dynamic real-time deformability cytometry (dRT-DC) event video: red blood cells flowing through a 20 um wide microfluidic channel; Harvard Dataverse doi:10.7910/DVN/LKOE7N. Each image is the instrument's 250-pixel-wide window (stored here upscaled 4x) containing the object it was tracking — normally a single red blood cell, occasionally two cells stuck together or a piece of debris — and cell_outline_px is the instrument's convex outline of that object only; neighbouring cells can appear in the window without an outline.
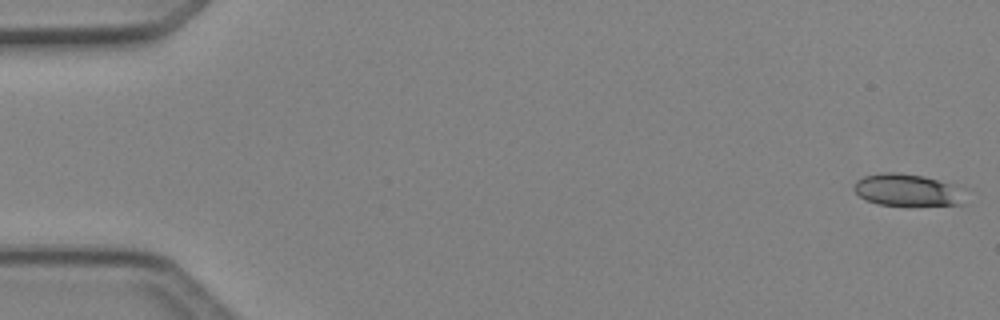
{"species": "Egyptian fruit bat (a non-hibernating species)", "species_latin": "Rousettus aegyptiacus", "temperature_condition": "cold", "stored_images_in_passage": 48, "camera_frame_rate_fps": 3000, "um_per_image_px": 0.085, "animal": {"sex": "female"}, "frame": {"image": 1, "passage_image": 1, "time_ms": 0.0, "image_size_px": [1000, 320], "cell_outline_px": [[960, 204], [880, 204], [864, 200], [852, 188], [856, 180], [864, 176], [880, 172], [900, 172], [924, 176], [948, 184]], "centroid_in_image_um": [76.8, 16.1], "position_along_channel_um": 8.2, "area_um2": 19.31}}
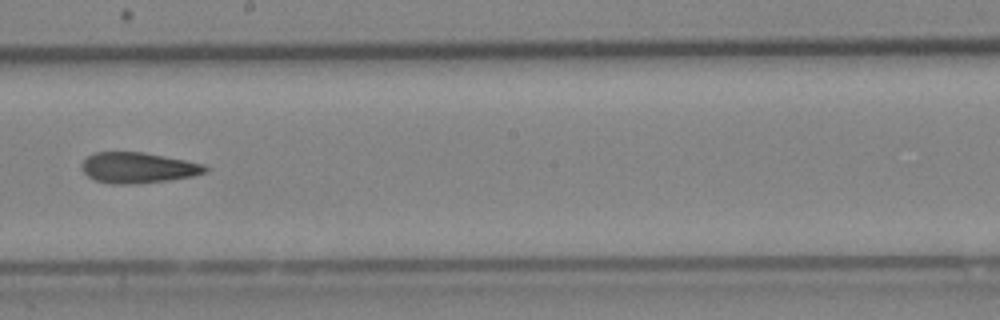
{"frame": {"image": 2, "passage_image": 28, "time_ms": 9.0, "image_size_px": [1000, 320], "cell_outline_px": [[208, 172], [192, 176], [168, 180], [136, 184], [112, 184], [96, 180], [88, 176], [84, 172], [80, 164], [88, 156], [96, 152], [144, 152], [204, 164], [208, 168]], "centroid_in_image_um": [11.73, 14.26], "position_along_channel_um": 236.5, "area_um2": 22.02}}
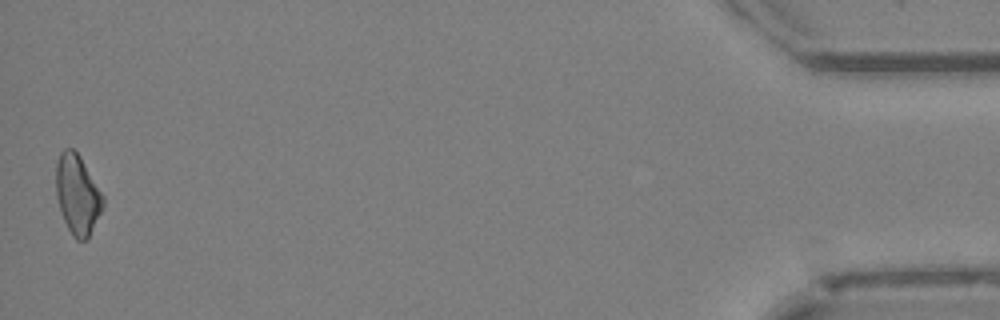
{"frame": {"image": 3, "passage_image": 48, "time_ms": 15.667, "image_size_px": [1000, 320], "cell_outline_px": [[104, 208], [88, 236], [84, 240], [76, 240], [72, 236], [64, 220], [56, 196], [56, 164], [60, 152], [64, 148], [72, 148], [80, 156], [104, 196]], "centroid_in_image_um": [6.59, 16.52], "position_along_channel_um": 428.6, "area_um2": 21.73}, "authors_computed_cell_mechanics": {"area_um2": 21.6172, "velocity_mm_per_s": 4.2548, "shape_relaxation_time_tau1_ms": null, "shape_relaxation_time_tau2_ms": 6.4238, "deformation_change_tau1": null, "deformation_change_tau2": 0.1657}}